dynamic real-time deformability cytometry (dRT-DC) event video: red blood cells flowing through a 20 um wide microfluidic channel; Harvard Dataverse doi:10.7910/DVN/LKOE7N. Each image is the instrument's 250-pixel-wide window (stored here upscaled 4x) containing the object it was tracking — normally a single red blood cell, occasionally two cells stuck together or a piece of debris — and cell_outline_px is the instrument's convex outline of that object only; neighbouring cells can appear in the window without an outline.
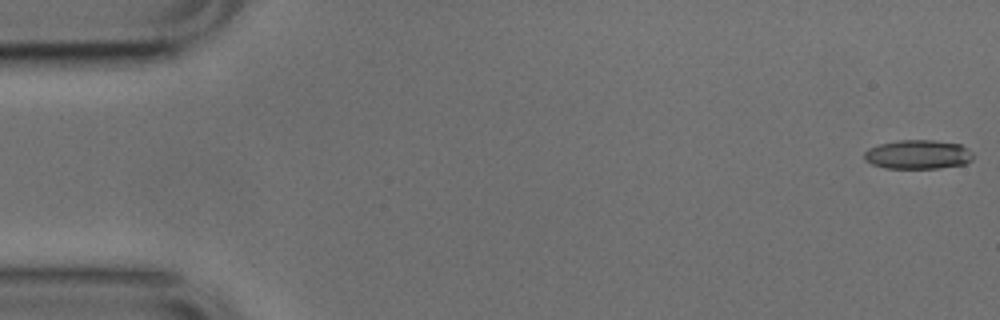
{"species": "common noctule bat (a hibernating species)", "species_latin": "Nyctalus noctula", "temperature_condition": "cold", "stored_images_in_passage": 52, "camera_frame_rate_fps": 3000, "um_per_image_px": 0.085, "animal": {"sex": "male", "body_mass_g": 17.9, "forearm_length_mm": 54.2}, "frame": {"image": 1, "passage_image": 1, "time_ms": 0.0, "image_size_px": [1000, 320], "cell_outline_px": [[972, 160], [964, 164], [936, 168], [884, 168], [872, 164], [864, 160], [864, 152], [868, 148], [880, 144], [900, 140], [932, 140], [960, 144], [968, 148], [972, 152]], "centroid_in_image_um": [78.01, 13.13], "position_along_channel_um": 7.0, "area_um2": 18.44}}
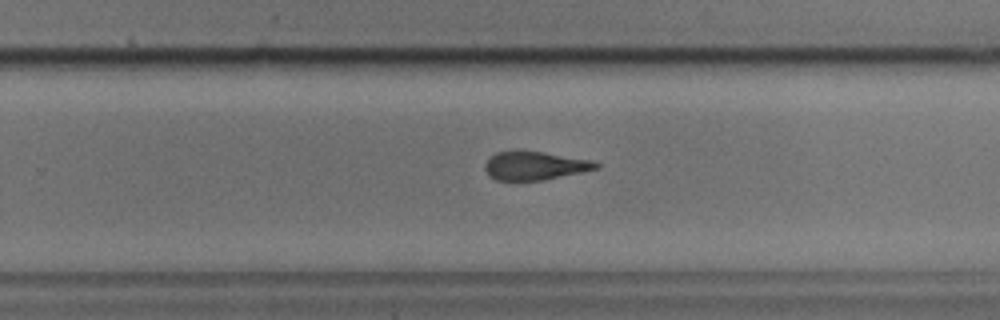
{"frame": {"image": 2, "passage_image": 33, "time_ms": 10.667, "image_size_px": [1000, 320], "cell_outline_px": [[600, 168], [544, 180], [496, 180], [488, 176], [484, 168], [484, 164], [496, 152], [520, 148], [592, 160], [600, 164]], "centroid_in_image_um": [45.43, 14.05], "position_along_channel_um": 284.4, "area_um2": 18.9}}
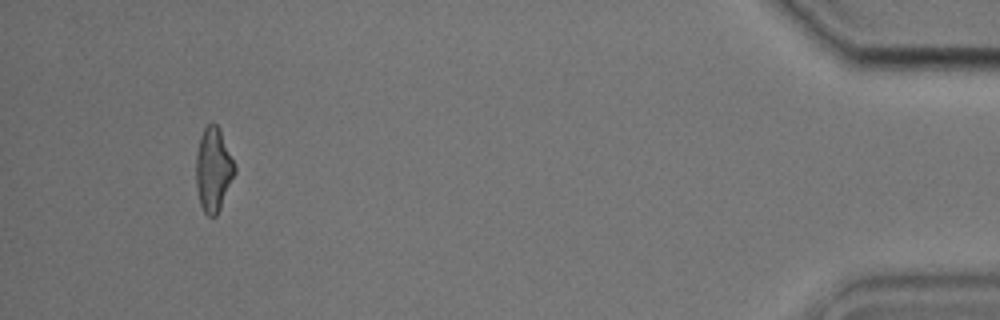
{"frame": {"image": 3, "passage_image": 49, "time_ms": 16.0, "image_size_px": [1000, 320], "cell_outline_px": [[236, 172], [220, 208], [216, 216], [208, 216], [204, 212], [200, 204], [196, 184], [196, 152], [200, 136], [204, 128], [208, 124], [216, 124], [220, 128], [236, 164]], "centroid_in_image_um": [18.15, 14.39], "position_along_channel_um": 417.1, "area_um2": 19.07}, "authors_computed_cell_mechanics": {"area_um2": 19.1029, "velocity_mm_per_s": 3.8319, "shape_relaxation_time_tau1_ms": 9.2778, "shape_relaxation_time_tau2_ms": 3.9928, "deformation_change_tau1": 0.251, "deformation_change_tau2": 0.1512}}